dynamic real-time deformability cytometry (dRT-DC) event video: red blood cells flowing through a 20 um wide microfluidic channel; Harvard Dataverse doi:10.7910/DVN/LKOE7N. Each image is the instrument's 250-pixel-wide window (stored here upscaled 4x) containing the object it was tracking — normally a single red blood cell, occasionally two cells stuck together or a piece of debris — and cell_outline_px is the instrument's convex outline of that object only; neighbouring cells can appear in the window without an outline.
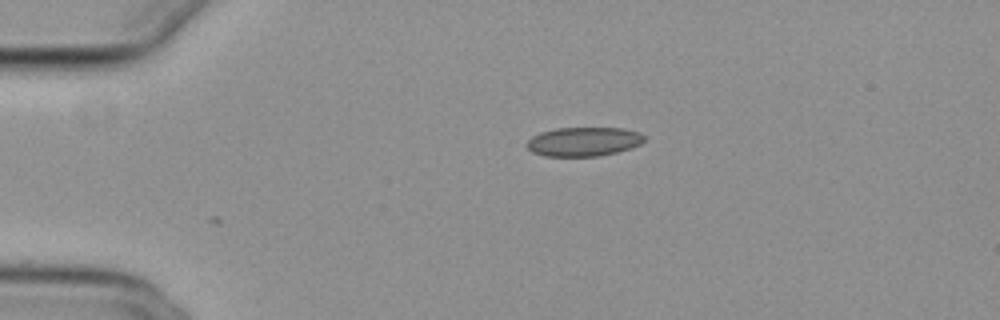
{"species": "common noctule bat (a hibernating species)", "species_latin": "Nyctalus noctula", "temperature_condition": "cold", "stored_images_in_passage": 20, "camera_frame_rate_fps": 3000, "um_per_image_px": 0.085, "animal": {"sex": "female", "body_mass_g": 29.2, "forearm_length_mm": 56.3}, "frame": {"image": 1, "passage_image": 1, "time_ms": 0.0, "image_size_px": [1000, 320], "cell_outline_px": [[644, 140], [640, 144], [632, 148], [616, 152], [596, 156], [544, 156], [532, 152], [524, 144], [532, 136], [540, 132], [556, 128], [624, 128], [640, 132], [644, 136]], "centroid_in_image_um": [49.59, 12.03], "position_along_channel_um": 35.4, "area_um2": 20.0}}
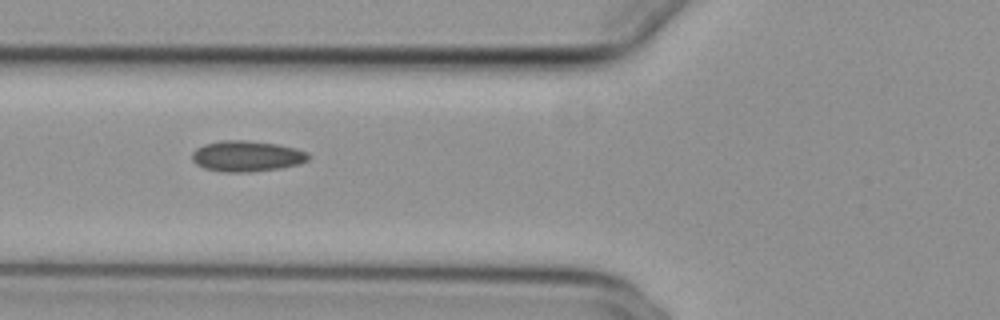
{"frame": {"image": 2, "passage_image": 10, "time_ms": 3.0, "image_size_px": [1000, 320], "cell_outline_px": [[308, 160], [300, 164], [280, 168], [248, 172], [224, 172], [204, 168], [196, 164], [192, 160], [192, 152], [196, 148], [204, 144], [220, 140], [248, 140], [276, 144], [296, 148], [308, 152]], "centroid_in_image_um": [20.96, 13.27], "position_along_channel_um": 104.8, "area_um2": 20.98}}
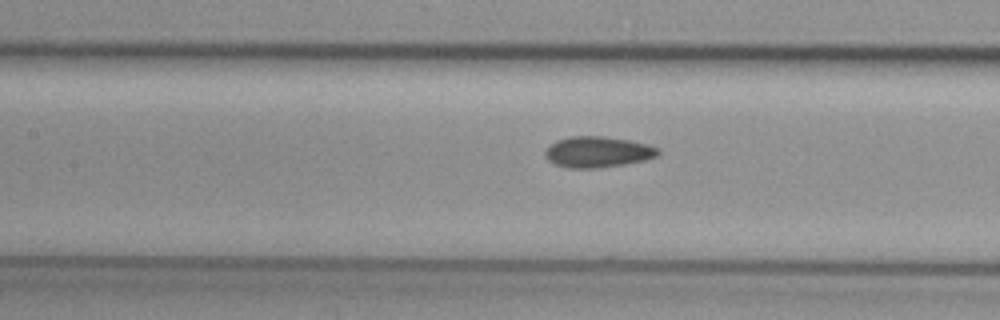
{"frame": {"image": 3, "passage_image": 14, "time_ms": 4.333, "image_size_px": [1000, 320], "cell_outline_px": [[660, 152], [656, 156], [644, 160], [624, 164], [596, 168], [568, 168], [552, 164], [544, 156], [544, 152], [556, 140], [572, 136], [604, 136], [628, 140], [648, 144], [660, 148]], "centroid_in_image_um": [50.79, 12.92], "position_along_channel_um": 156.6, "area_um2": 20.4}}